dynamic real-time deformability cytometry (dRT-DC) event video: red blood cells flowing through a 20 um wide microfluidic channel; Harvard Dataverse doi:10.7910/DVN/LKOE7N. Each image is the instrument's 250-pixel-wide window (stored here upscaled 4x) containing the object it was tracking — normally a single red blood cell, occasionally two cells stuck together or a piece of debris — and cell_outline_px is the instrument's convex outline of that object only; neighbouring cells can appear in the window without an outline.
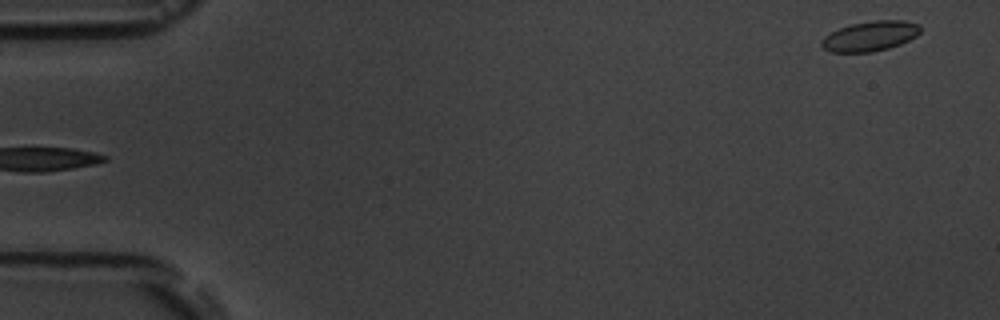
{"species": "common noctule bat (a hibernating species)", "species_latin": "Nyctalus noctula", "temperature_condition": "room temperature", "stored_images_in_passage": 5, "segment_of_instrument_passage": [2, 2], "camera_frame_rate_fps": 3000, "um_per_image_px": 0.085, "animal": {"sex": "male", "body_mass_g": 19.5, "forearm_length_mm": 54.6}, "frame": {"image": 1, "passage_image": 5, "time_ms": 4.333, "image_size_px": [1000, 320], "cell_outline_px": [[920, 32], [916, 36], [900, 44], [888, 48], [872, 52], [832, 52], [824, 48], [820, 44], [820, 40], [824, 36], [840, 28], [852, 24], [872, 20], [904, 20], [920, 24]], "centroid_in_image_um": [73.97, 3.06], "position_along_channel_um": 11.0, "area_um2": 17.22}}